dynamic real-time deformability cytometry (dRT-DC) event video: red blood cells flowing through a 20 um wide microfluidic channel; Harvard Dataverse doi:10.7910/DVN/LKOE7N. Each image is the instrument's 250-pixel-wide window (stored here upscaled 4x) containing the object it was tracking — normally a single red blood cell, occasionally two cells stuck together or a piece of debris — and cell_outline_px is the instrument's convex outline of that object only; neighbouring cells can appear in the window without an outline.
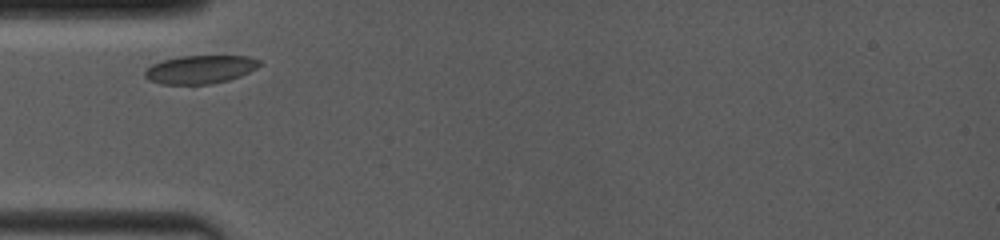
{"species": "common noctule bat (a hibernating species)", "species_latin": "Nyctalus noctula", "temperature_condition": "room temperature", "stored_images_in_passage": 50, "camera_frame_rate_fps": 4000, "um_per_image_px": 0.085, "animal": {"sex": "female", "body_mass_g": 19.0, "forearm_length_mm": 53.3}, "frame": {"image": 1, "passage_image": 1, "time_ms": 0.0, "image_size_px": [1000, 240], "cell_outline_px": [[260, 64], [256, 68], [240, 76], [228, 80], [212, 84], [164, 84], [152, 80], [144, 76], [144, 72], [152, 64], [164, 60], [180, 56], [248, 56], [260, 60]], "centroid_in_image_um": [17.03, 5.9], "position_along_channel_um": 68.0, "area_um2": 18.67}}
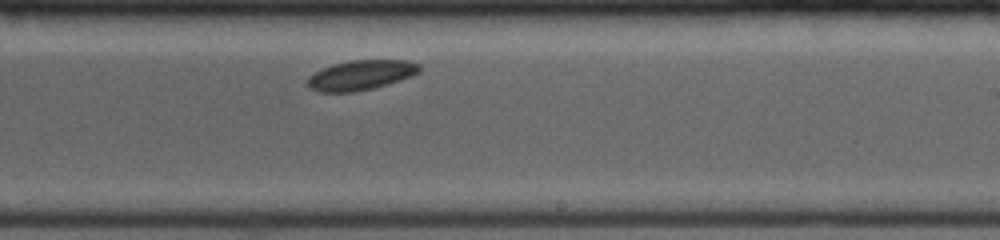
{"frame": {"image": 2, "passage_image": 28, "time_ms": 5.0, "image_size_px": [1000, 240], "cell_outline_px": [[420, 72], [412, 76], [388, 84], [372, 88], [352, 92], [320, 92], [304, 84], [308, 76], [332, 64], [348, 60], [404, 60], [420, 64]], "centroid_in_image_um": [30.66, 6.38], "position_along_channel_um": 258.3, "area_um2": 19.48}}
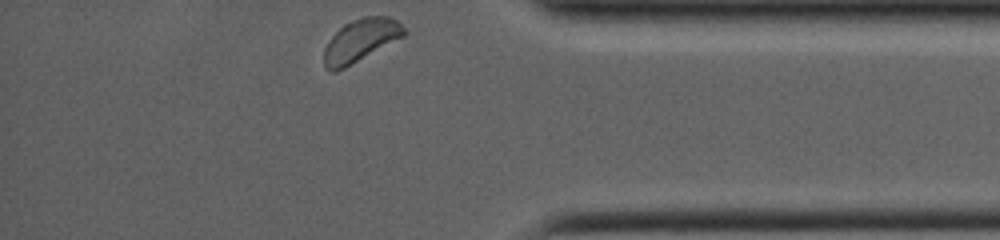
{"frame": {"image": 3, "passage_image": 50, "time_ms": 9.0, "image_size_px": [1000, 240], "cell_outline_px": [[408, 32], [404, 36], [344, 68], [336, 72], [332, 72], [324, 68], [324, 48], [332, 36], [344, 24], [364, 16], [388, 16], [396, 20]], "centroid_in_image_um": [30.64, 3.44], "position_along_channel_um": 404.6, "area_um2": 19.71}, "authors_computed_cell_mechanics": {"area_um2": 19.2185, "velocity_mm_per_s": 3.8336, "shape_relaxation_time_tau1_ms": 6.1702, "shape_relaxation_time_tau2_ms": null, "deformation_change_tau1": 0.0687, "deformation_change_tau2": null}}